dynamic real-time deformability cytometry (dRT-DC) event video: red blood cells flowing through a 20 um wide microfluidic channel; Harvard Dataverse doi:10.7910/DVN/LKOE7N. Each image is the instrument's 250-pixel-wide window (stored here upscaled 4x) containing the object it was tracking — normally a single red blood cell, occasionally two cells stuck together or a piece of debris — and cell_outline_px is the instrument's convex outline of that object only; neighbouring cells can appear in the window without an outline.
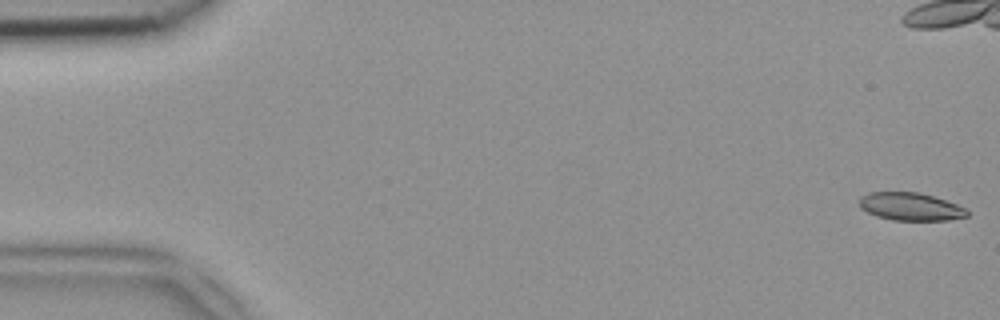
{"species": "common noctule bat (a hibernating species)", "species_latin": "Nyctalus noctula", "temperature_condition": "room temperature", "stored_images_in_passage": 51, "camera_frame_rate_fps": 3000, "um_per_image_px": 0.085, "animal": {"sex": "female", "body_mass_g": 18.4}, "frame": {"image": 1, "passage_image": 1, "time_ms": 0.0, "image_size_px": [1000, 320], "cell_outline_px": [[968, 216], [948, 220], [892, 220], [876, 216], [860, 208], [860, 196], [868, 192], [920, 192], [968, 208]], "centroid_in_image_um": [77.39, 17.56], "position_along_channel_um": 7.6, "area_um2": 17.51}}